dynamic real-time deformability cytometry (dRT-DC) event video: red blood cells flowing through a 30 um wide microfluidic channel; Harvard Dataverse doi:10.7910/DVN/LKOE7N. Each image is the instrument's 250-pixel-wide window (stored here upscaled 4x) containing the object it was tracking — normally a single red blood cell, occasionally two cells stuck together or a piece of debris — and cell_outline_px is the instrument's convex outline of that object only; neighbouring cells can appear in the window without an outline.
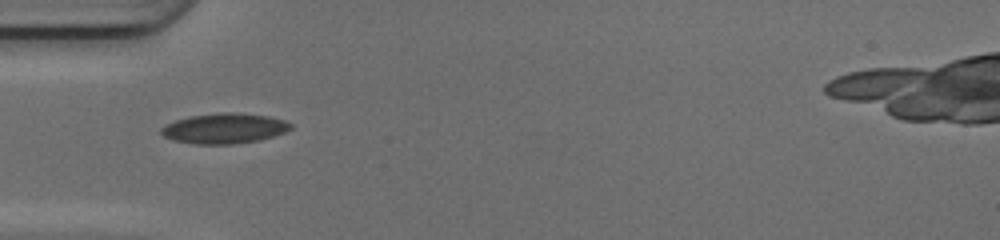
{"species": "common noctule bat (a hibernating species)", "species_latin": "Nyctalus noctula", "temperature_condition": "cold", "stored_images_in_passage": 28, "camera_frame_rate_fps": 3000, "um_per_image_px": 0.085, "animal": {"sex": "female", "body_mass_g": 17.0, "forearm_length_mm": 48.0}, "frame": {"image": 1, "passage_image": 1, "time_ms": 0.0, "image_size_px": [1000, 240], "cell_outline_px": [[292, 128], [284, 132], [260, 140], [232, 144], [196, 144], [176, 140], [164, 136], [160, 132], [160, 128], [164, 124], [176, 120], [192, 116], [224, 112], [232, 112], [268, 116], [284, 120], [292, 124]], "centroid_in_image_um": [19.07, 10.91], "position_along_channel_um": 65.9, "area_um2": 22.6}}
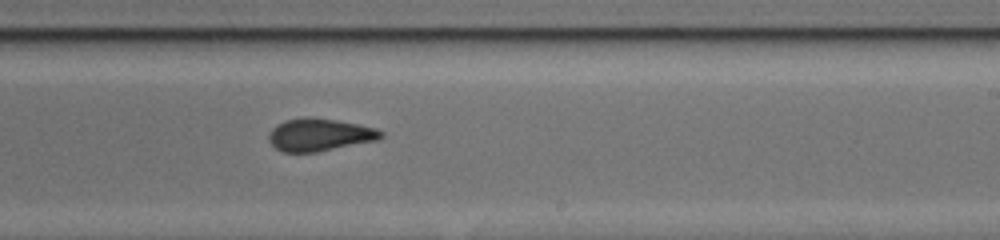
{"frame": {"image": 2, "passage_image": 15, "time_ms": 4.667, "image_size_px": [1000, 240], "cell_outline_px": [[384, 136], [380, 140], [316, 152], [280, 152], [268, 140], [268, 136], [272, 128], [284, 120], [304, 116], [312, 116], [336, 120], [376, 128], [384, 132]], "centroid_in_image_um": [27.17, 11.45], "position_along_channel_um": 261.8, "area_um2": 21.56}}
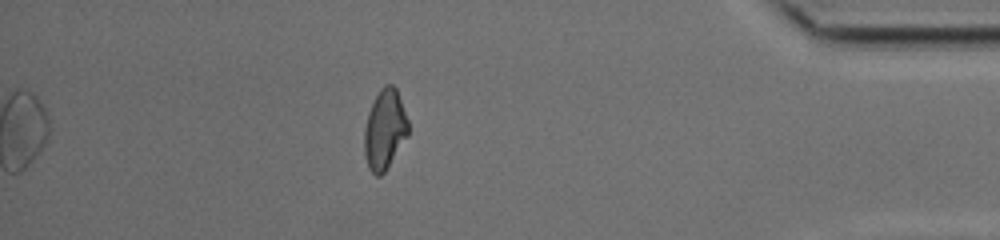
{"frame": {"image": 3, "passage_image": 28, "time_ms": 9.0, "image_size_px": [1000, 240], "cell_outline_px": [[408, 136], [384, 172], [380, 176], [376, 176], [368, 168], [364, 152], [364, 128], [368, 112], [380, 88], [384, 84], [392, 84], [396, 88], [408, 120]], "centroid_in_image_um": [32.69, 11.01], "position_along_channel_um": 402.5, "area_um2": 20.4}, "authors_computed_cell_mechanics": {"area_um2": 21.386, "velocity_mm_per_s": 4.2096, "shape_relaxation_time_tau1_ms": null, "shape_relaxation_time_tau2_ms": 1.9357, "deformation_change_tau1": null, "deformation_change_tau2": 0.0802}}